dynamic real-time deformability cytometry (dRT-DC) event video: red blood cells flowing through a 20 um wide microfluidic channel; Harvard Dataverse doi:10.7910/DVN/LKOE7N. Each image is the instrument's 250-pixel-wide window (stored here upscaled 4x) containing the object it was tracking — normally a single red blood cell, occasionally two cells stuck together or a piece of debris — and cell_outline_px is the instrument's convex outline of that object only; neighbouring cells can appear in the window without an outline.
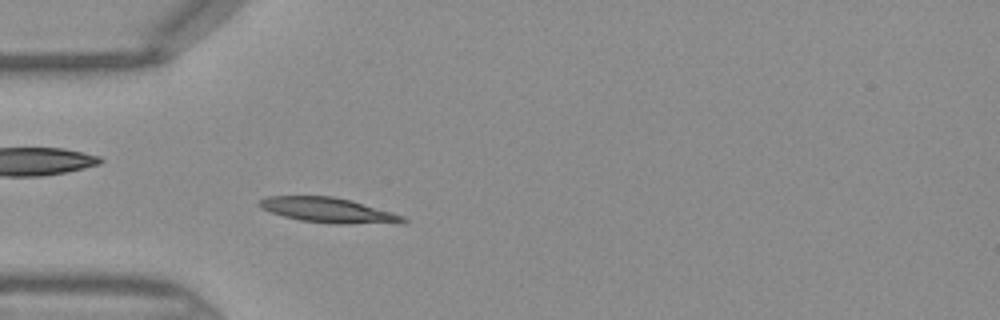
{"species": "Egyptian fruit bat (a non-hibernating species)", "species_latin": "Rousettus aegyptiacus", "temperature_condition": "warm", "stored_images_in_passage": 41, "camera_frame_rate_fps": 3000, "um_per_image_px": 0.085, "frame": {"image": 1, "passage_image": 9, "time_ms": 2.667, "image_size_px": [1000, 320], "cell_outline_px": [[408, 220], [404, 224], [336, 224], [300, 220], [284, 216], [260, 208], [256, 204], [260, 200], [268, 196], [332, 196], [352, 200], [392, 212], [404, 216]], "centroid_in_image_um": [27.98, 17.88], "position_along_channel_um": 57.0, "area_um2": 21.21}}
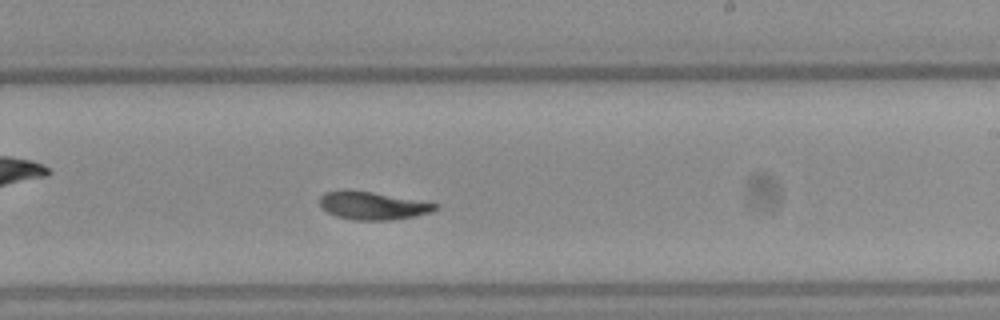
{"frame": {"image": 2, "passage_image": 23, "time_ms": 7.333, "image_size_px": [1000, 320], "cell_outline_px": [[436, 208], [432, 212], [416, 216], [392, 220], [352, 220], [336, 216], [328, 212], [320, 204], [320, 196], [324, 192], [372, 192], [436, 204]], "centroid_in_image_um": [31.68, 17.52], "position_along_channel_um": 257.3, "area_um2": 18.03}}
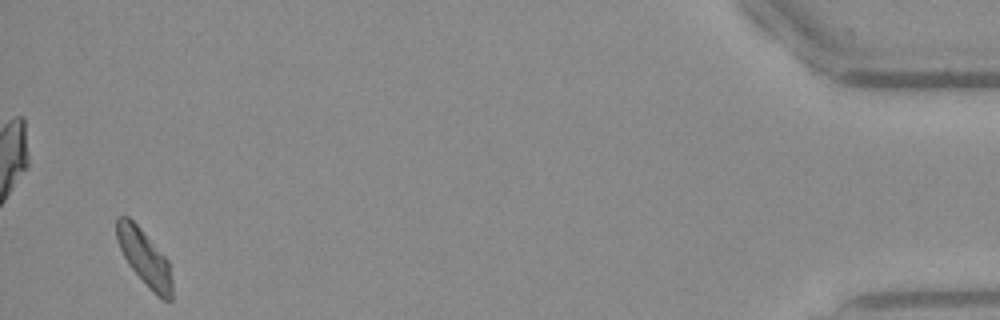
{"frame": {"image": 3, "passage_image": 40, "time_ms": 13.0, "image_size_px": [1000, 320], "cell_outline_px": [[172, 300], [164, 300], [156, 296], [148, 288], [128, 264], [116, 240], [116, 216], [128, 216], [140, 228], [168, 260], [172, 280]], "centroid_in_image_um": [12.27, 21.92], "position_along_channel_um": 422.9, "area_um2": 18.03}}